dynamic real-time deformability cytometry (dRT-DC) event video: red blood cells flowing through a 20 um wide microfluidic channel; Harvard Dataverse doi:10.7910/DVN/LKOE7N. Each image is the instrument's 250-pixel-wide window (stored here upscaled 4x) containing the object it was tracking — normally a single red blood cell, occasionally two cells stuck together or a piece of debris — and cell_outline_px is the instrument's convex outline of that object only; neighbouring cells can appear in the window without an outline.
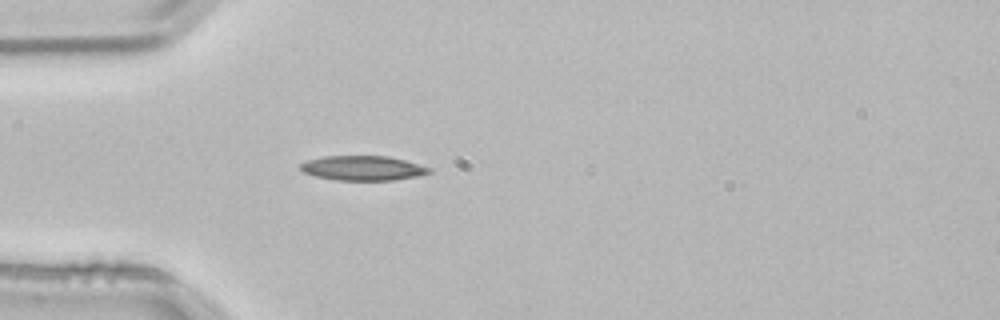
{"species": "common noctule bat (a hibernating species)", "species_latin": "Nyctalus noctula", "temperature_condition": "room temperature", "stored_images_in_passage": 1, "camera_frame_rate_fps": 3000, "um_per_image_px": 0.085, "animal": {"sex": "male", "body_mass_g": 21.5, "forearm_length_mm": 52.0}, "frame": {"image": 1, "passage_image": 1, "time_ms": 0.0, "image_size_px": [1000, 320], "cell_outline_px": [[432, 172], [420, 176], [396, 180], [336, 180], [316, 176], [304, 172], [300, 168], [300, 164], [308, 160], [324, 156], [388, 156], [404, 160], [432, 168]], "centroid_in_image_um": [30.89, 14.29], "position_along_channel_um": 54.1, "area_um2": 18.5}}